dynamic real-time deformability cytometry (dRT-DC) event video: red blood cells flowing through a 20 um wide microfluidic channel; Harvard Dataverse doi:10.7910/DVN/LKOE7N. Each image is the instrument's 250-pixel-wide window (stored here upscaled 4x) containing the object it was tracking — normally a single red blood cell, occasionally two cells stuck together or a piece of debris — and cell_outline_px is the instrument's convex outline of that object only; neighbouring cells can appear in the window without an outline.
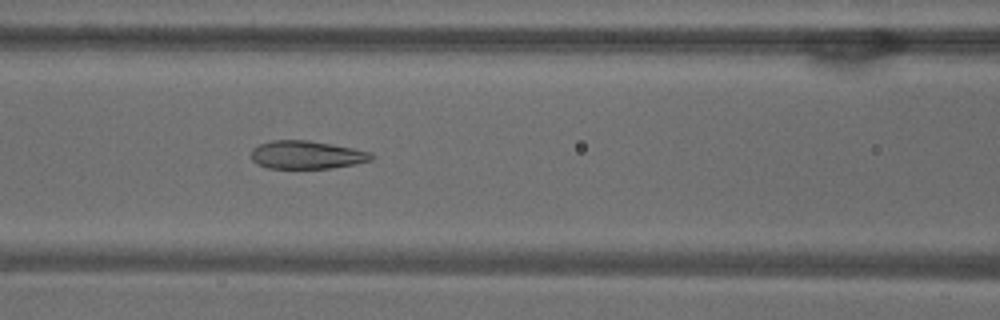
{"species": "common noctule bat (a hibernating species)", "species_latin": "Nyctalus noctula", "temperature_condition": "warm", "stored_images_in_passage": 52, "camera_frame_rate_fps": 3000, "um_per_image_px": 0.085, "animal": {"sex": "male", "body_mass_g": 18.8}, "frame": {"image": 1, "passage_image": 22, "time_ms": 7.0, "image_size_px": [1000, 320], "cell_outline_px": [[376, 156], [372, 160], [356, 164], [332, 168], [268, 168], [256, 164], [252, 160], [252, 148], [260, 144], [272, 140], [308, 140], [352, 148], [372, 152]], "centroid_in_image_um": [26.09, 13.17], "position_along_channel_um": 140.5, "area_um2": 19.77}}
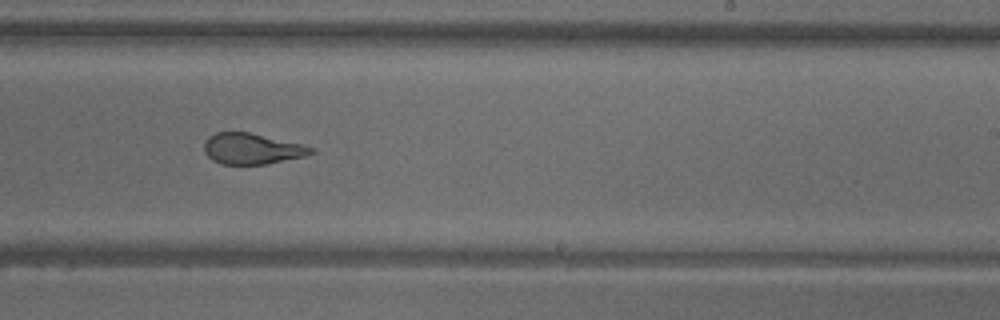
{"frame": {"image": 2, "passage_image": 32, "time_ms": 10.333, "image_size_px": [1000, 320], "cell_outline_px": [[316, 152], [304, 156], [264, 164], [220, 164], [212, 160], [204, 152], [204, 144], [208, 136], [216, 132], [248, 132], [300, 144], [312, 148]], "centroid_in_image_um": [21.35, 12.64], "position_along_channel_um": 267.6, "area_um2": 18.96}}
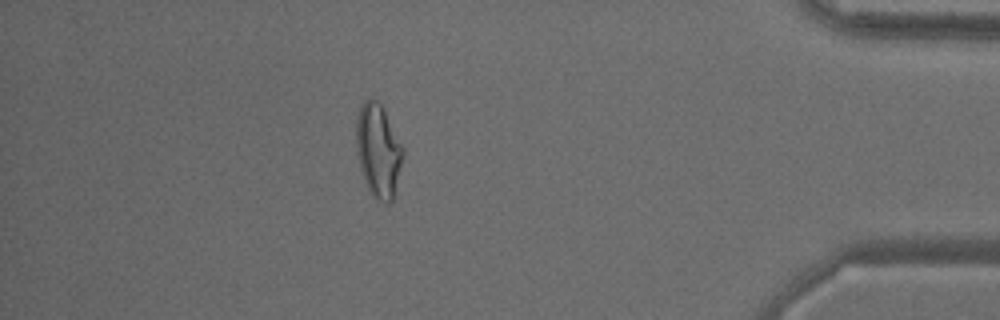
{"frame": {"image": 3, "passage_image": 46, "time_ms": 15.0, "image_size_px": [1000, 320], "cell_outline_px": [[404, 152], [392, 200], [388, 204], [376, 200], [372, 196], [368, 188], [356, 152], [356, 120], [360, 104], [364, 100], [372, 96], [384, 108], [404, 148]], "centroid_in_image_um": [32.14, 12.74], "position_along_channel_um": 403.1, "area_um2": 25.43}, "authors_computed_cell_mechanics": {"area_um2": 22.9755, "velocity_mm_per_s": 3.8225, "shape_relaxation_time_tau1_ms": null, "shape_relaxation_time_tau2_ms": 1.2421, "deformation_change_tau1": null, "deformation_change_tau2": 0.0917}}